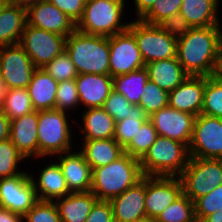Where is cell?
I'll return each mask as SVG.
<instances>
[{
	"label": "cell",
	"mask_w": 222,
	"mask_h": 222,
	"mask_svg": "<svg viewBox=\"0 0 222 222\" xmlns=\"http://www.w3.org/2000/svg\"><path fill=\"white\" fill-rule=\"evenodd\" d=\"M222 46L220 25L191 28L177 39V59L188 76L213 75Z\"/></svg>",
	"instance_id": "1"
},
{
	"label": "cell",
	"mask_w": 222,
	"mask_h": 222,
	"mask_svg": "<svg viewBox=\"0 0 222 222\" xmlns=\"http://www.w3.org/2000/svg\"><path fill=\"white\" fill-rule=\"evenodd\" d=\"M139 159L124 153L103 167L92 169L91 192L98 200L110 201L143 178Z\"/></svg>",
	"instance_id": "2"
},
{
	"label": "cell",
	"mask_w": 222,
	"mask_h": 222,
	"mask_svg": "<svg viewBox=\"0 0 222 222\" xmlns=\"http://www.w3.org/2000/svg\"><path fill=\"white\" fill-rule=\"evenodd\" d=\"M65 50L78 74L109 75V37L75 29L65 39Z\"/></svg>",
	"instance_id": "3"
},
{
	"label": "cell",
	"mask_w": 222,
	"mask_h": 222,
	"mask_svg": "<svg viewBox=\"0 0 222 222\" xmlns=\"http://www.w3.org/2000/svg\"><path fill=\"white\" fill-rule=\"evenodd\" d=\"M189 158L188 147L184 143L158 135L139 162L145 176L179 177Z\"/></svg>",
	"instance_id": "4"
},
{
	"label": "cell",
	"mask_w": 222,
	"mask_h": 222,
	"mask_svg": "<svg viewBox=\"0 0 222 222\" xmlns=\"http://www.w3.org/2000/svg\"><path fill=\"white\" fill-rule=\"evenodd\" d=\"M124 0H86L84 13L76 29L89 35L110 37L124 32L129 23L122 24Z\"/></svg>",
	"instance_id": "5"
},
{
	"label": "cell",
	"mask_w": 222,
	"mask_h": 222,
	"mask_svg": "<svg viewBox=\"0 0 222 222\" xmlns=\"http://www.w3.org/2000/svg\"><path fill=\"white\" fill-rule=\"evenodd\" d=\"M66 111L48 109L39 111L38 147L39 157L65 154L71 151V129Z\"/></svg>",
	"instance_id": "6"
},
{
	"label": "cell",
	"mask_w": 222,
	"mask_h": 222,
	"mask_svg": "<svg viewBox=\"0 0 222 222\" xmlns=\"http://www.w3.org/2000/svg\"><path fill=\"white\" fill-rule=\"evenodd\" d=\"M128 30L135 36L145 65L177 57V38L159 25L147 24L137 19L129 23Z\"/></svg>",
	"instance_id": "7"
},
{
	"label": "cell",
	"mask_w": 222,
	"mask_h": 222,
	"mask_svg": "<svg viewBox=\"0 0 222 222\" xmlns=\"http://www.w3.org/2000/svg\"><path fill=\"white\" fill-rule=\"evenodd\" d=\"M179 178L183 193L194 202L222 185V159L190 157Z\"/></svg>",
	"instance_id": "8"
},
{
	"label": "cell",
	"mask_w": 222,
	"mask_h": 222,
	"mask_svg": "<svg viewBox=\"0 0 222 222\" xmlns=\"http://www.w3.org/2000/svg\"><path fill=\"white\" fill-rule=\"evenodd\" d=\"M65 36L26 24L19 45L36 68H44L65 50Z\"/></svg>",
	"instance_id": "9"
},
{
	"label": "cell",
	"mask_w": 222,
	"mask_h": 222,
	"mask_svg": "<svg viewBox=\"0 0 222 222\" xmlns=\"http://www.w3.org/2000/svg\"><path fill=\"white\" fill-rule=\"evenodd\" d=\"M188 151L190 157L222 159V119L202 113L196 116Z\"/></svg>",
	"instance_id": "10"
},
{
	"label": "cell",
	"mask_w": 222,
	"mask_h": 222,
	"mask_svg": "<svg viewBox=\"0 0 222 222\" xmlns=\"http://www.w3.org/2000/svg\"><path fill=\"white\" fill-rule=\"evenodd\" d=\"M109 75L113 78L145 67L135 36L127 29L109 37Z\"/></svg>",
	"instance_id": "11"
},
{
	"label": "cell",
	"mask_w": 222,
	"mask_h": 222,
	"mask_svg": "<svg viewBox=\"0 0 222 222\" xmlns=\"http://www.w3.org/2000/svg\"><path fill=\"white\" fill-rule=\"evenodd\" d=\"M29 174L0 178V207L24 216L38 201Z\"/></svg>",
	"instance_id": "12"
},
{
	"label": "cell",
	"mask_w": 222,
	"mask_h": 222,
	"mask_svg": "<svg viewBox=\"0 0 222 222\" xmlns=\"http://www.w3.org/2000/svg\"><path fill=\"white\" fill-rule=\"evenodd\" d=\"M0 70L8 89L27 88L36 67L19 45L0 47Z\"/></svg>",
	"instance_id": "13"
},
{
	"label": "cell",
	"mask_w": 222,
	"mask_h": 222,
	"mask_svg": "<svg viewBox=\"0 0 222 222\" xmlns=\"http://www.w3.org/2000/svg\"><path fill=\"white\" fill-rule=\"evenodd\" d=\"M182 192L178 176H145L144 203L147 219L156 220Z\"/></svg>",
	"instance_id": "14"
},
{
	"label": "cell",
	"mask_w": 222,
	"mask_h": 222,
	"mask_svg": "<svg viewBox=\"0 0 222 222\" xmlns=\"http://www.w3.org/2000/svg\"><path fill=\"white\" fill-rule=\"evenodd\" d=\"M195 117L167 106L153 113L149 120L158 135L184 143L188 147L193 134Z\"/></svg>",
	"instance_id": "15"
},
{
	"label": "cell",
	"mask_w": 222,
	"mask_h": 222,
	"mask_svg": "<svg viewBox=\"0 0 222 222\" xmlns=\"http://www.w3.org/2000/svg\"><path fill=\"white\" fill-rule=\"evenodd\" d=\"M27 24L65 37L76 29V24L47 0L39 1L27 8Z\"/></svg>",
	"instance_id": "16"
},
{
	"label": "cell",
	"mask_w": 222,
	"mask_h": 222,
	"mask_svg": "<svg viewBox=\"0 0 222 222\" xmlns=\"http://www.w3.org/2000/svg\"><path fill=\"white\" fill-rule=\"evenodd\" d=\"M145 175L136 185L110 200L114 222H142L145 212Z\"/></svg>",
	"instance_id": "17"
},
{
	"label": "cell",
	"mask_w": 222,
	"mask_h": 222,
	"mask_svg": "<svg viewBox=\"0 0 222 222\" xmlns=\"http://www.w3.org/2000/svg\"><path fill=\"white\" fill-rule=\"evenodd\" d=\"M206 87V76H188L169 92L168 106L181 112L201 114Z\"/></svg>",
	"instance_id": "18"
},
{
	"label": "cell",
	"mask_w": 222,
	"mask_h": 222,
	"mask_svg": "<svg viewBox=\"0 0 222 222\" xmlns=\"http://www.w3.org/2000/svg\"><path fill=\"white\" fill-rule=\"evenodd\" d=\"M38 117L39 111L34 110L10 120L9 140L25 159L33 155L39 158Z\"/></svg>",
	"instance_id": "19"
},
{
	"label": "cell",
	"mask_w": 222,
	"mask_h": 222,
	"mask_svg": "<svg viewBox=\"0 0 222 222\" xmlns=\"http://www.w3.org/2000/svg\"><path fill=\"white\" fill-rule=\"evenodd\" d=\"M66 152V156L59 154V166L66 180L70 193L89 192L92 186V169L86 162L83 153Z\"/></svg>",
	"instance_id": "20"
},
{
	"label": "cell",
	"mask_w": 222,
	"mask_h": 222,
	"mask_svg": "<svg viewBox=\"0 0 222 222\" xmlns=\"http://www.w3.org/2000/svg\"><path fill=\"white\" fill-rule=\"evenodd\" d=\"M80 103L87 108L102 107L113 90L110 75L78 74L75 78Z\"/></svg>",
	"instance_id": "21"
},
{
	"label": "cell",
	"mask_w": 222,
	"mask_h": 222,
	"mask_svg": "<svg viewBox=\"0 0 222 222\" xmlns=\"http://www.w3.org/2000/svg\"><path fill=\"white\" fill-rule=\"evenodd\" d=\"M26 24V8L4 3L0 8V47L19 44Z\"/></svg>",
	"instance_id": "22"
},
{
	"label": "cell",
	"mask_w": 222,
	"mask_h": 222,
	"mask_svg": "<svg viewBox=\"0 0 222 222\" xmlns=\"http://www.w3.org/2000/svg\"><path fill=\"white\" fill-rule=\"evenodd\" d=\"M58 82L42 68H36L27 86L33 109L36 111L55 108Z\"/></svg>",
	"instance_id": "23"
},
{
	"label": "cell",
	"mask_w": 222,
	"mask_h": 222,
	"mask_svg": "<svg viewBox=\"0 0 222 222\" xmlns=\"http://www.w3.org/2000/svg\"><path fill=\"white\" fill-rule=\"evenodd\" d=\"M145 68L149 80L167 92L174 90L188 77L177 57L147 63Z\"/></svg>",
	"instance_id": "24"
},
{
	"label": "cell",
	"mask_w": 222,
	"mask_h": 222,
	"mask_svg": "<svg viewBox=\"0 0 222 222\" xmlns=\"http://www.w3.org/2000/svg\"><path fill=\"white\" fill-rule=\"evenodd\" d=\"M56 200L54 203L56 204L61 222H85L98 199L89 191L70 193Z\"/></svg>",
	"instance_id": "25"
},
{
	"label": "cell",
	"mask_w": 222,
	"mask_h": 222,
	"mask_svg": "<svg viewBox=\"0 0 222 222\" xmlns=\"http://www.w3.org/2000/svg\"><path fill=\"white\" fill-rule=\"evenodd\" d=\"M32 181L37 199L40 201H53L70 194L58 163L49 164L41 170L38 182H35L33 178Z\"/></svg>",
	"instance_id": "26"
},
{
	"label": "cell",
	"mask_w": 222,
	"mask_h": 222,
	"mask_svg": "<svg viewBox=\"0 0 222 222\" xmlns=\"http://www.w3.org/2000/svg\"><path fill=\"white\" fill-rule=\"evenodd\" d=\"M81 152L91 169L112 163L124 154V149L114 139L84 140Z\"/></svg>",
	"instance_id": "27"
},
{
	"label": "cell",
	"mask_w": 222,
	"mask_h": 222,
	"mask_svg": "<svg viewBox=\"0 0 222 222\" xmlns=\"http://www.w3.org/2000/svg\"><path fill=\"white\" fill-rule=\"evenodd\" d=\"M218 2L219 0H183L180 14L191 28L219 25Z\"/></svg>",
	"instance_id": "28"
},
{
	"label": "cell",
	"mask_w": 222,
	"mask_h": 222,
	"mask_svg": "<svg viewBox=\"0 0 222 222\" xmlns=\"http://www.w3.org/2000/svg\"><path fill=\"white\" fill-rule=\"evenodd\" d=\"M82 133L85 140L110 139L114 137L115 120L102 108H87L83 114Z\"/></svg>",
	"instance_id": "29"
},
{
	"label": "cell",
	"mask_w": 222,
	"mask_h": 222,
	"mask_svg": "<svg viewBox=\"0 0 222 222\" xmlns=\"http://www.w3.org/2000/svg\"><path fill=\"white\" fill-rule=\"evenodd\" d=\"M148 81V71L144 67L128 74L113 77V90L121 93L130 104L139 105Z\"/></svg>",
	"instance_id": "30"
},
{
	"label": "cell",
	"mask_w": 222,
	"mask_h": 222,
	"mask_svg": "<svg viewBox=\"0 0 222 222\" xmlns=\"http://www.w3.org/2000/svg\"><path fill=\"white\" fill-rule=\"evenodd\" d=\"M148 119V115L139 105H133L128 118L115 122L113 138L124 149Z\"/></svg>",
	"instance_id": "31"
},
{
	"label": "cell",
	"mask_w": 222,
	"mask_h": 222,
	"mask_svg": "<svg viewBox=\"0 0 222 222\" xmlns=\"http://www.w3.org/2000/svg\"><path fill=\"white\" fill-rule=\"evenodd\" d=\"M155 222H197L194 202L182 192Z\"/></svg>",
	"instance_id": "32"
},
{
	"label": "cell",
	"mask_w": 222,
	"mask_h": 222,
	"mask_svg": "<svg viewBox=\"0 0 222 222\" xmlns=\"http://www.w3.org/2000/svg\"><path fill=\"white\" fill-rule=\"evenodd\" d=\"M1 110L9 120L34 111L27 88L8 89Z\"/></svg>",
	"instance_id": "33"
},
{
	"label": "cell",
	"mask_w": 222,
	"mask_h": 222,
	"mask_svg": "<svg viewBox=\"0 0 222 222\" xmlns=\"http://www.w3.org/2000/svg\"><path fill=\"white\" fill-rule=\"evenodd\" d=\"M157 137L158 133L148 119L136 135L133 136L131 142L124 148V153L140 160L156 141Z\"/></svg>",
	"instance_id": "34"
},
{
	"label": "cell",
	"mask_w": 222,
	"mask_h": 222,
	"mask_svg": "<svg viewBox=\"0 0 222 222\" xmlns=\"http://www.w3.org/2000/svg\"><path fill=\"white\" fill-rule=\"evenodd\" d=\"M202 114L222 119V81L206 76Z\"/></svg>",
	"instance_id": "35"
},
{
	"label": "cell",
	"mask_w": 222,
	"mask_h": 222,
	"mask_svg": "<svg viewBox=\"0 0 222 222\" xmlns=\"http://www.w3.org/2000/svg\"><path fill=\"white\" fill-rule=\"evenodd\" d=\"M169 92L158 87L154 82L148 81L139 106L150 117L153 113L168 106Z\"/></svg>",
	"instance_id": "36"
},
{
	"label": "cell",
	"mask_w": 222,
	"mask_h": 222,
	"mask_svg": "<svg viewBox=\"0 0 222 222\" xmlns=\"http://www.w3.org/2000/svg\"><path fill=\"white\" fill-rule=\"evenodd\" d=\"M24 159L9 139L0 142V178L13 177L23 173L22 171H16V169L18 162Z\"/></svg>",
	"instance_id": "37"
},
{
	"label": "cell",
	"mask_w": 222,
	"mask_h": 222,
	"mask_svg": "<svg viewBox=\"0 0 222 222\" xmlns=\"http://www.w3.org/2000/svg\"><path fill=\"white\" fill-rule=\"evenodd\" d=\"M42 69L58 83L75 79L78 76L75 65L66 50L62 51Z\"/></svg>",
	"instance_id": "38"
},
{
	"label": "cell",
	"mask_w": 222,
	"mask_h": 222,
	"mask_svg": "<svg viewBox=\"0 0 222 222\" xmlns=\"http://www.w3.org/2000/svg\"><path fill=\"white\" fill-rule=\"evenodd\" d=\"M183 0H156L151 9L140 19L141 21L159 25L167 17L180 12Z\"/></svg>",
	"instance_id": "39"
},
{
	"label": "cell",
	"mask_w": 222,
	"mask_h": 222,
	"mask_svg": "<svg viewBox=\"0 0 222 222\" xmlns=\"http://www.w3.org/2000/svg\"><path fill=\"white\" fill-rule=\"evenodd\" d=\"M197 222H202L208 215L222 209V185L194 201Z\"/></svg>",
	"instance_id": "40"
},
{
	"label": "cell",
	"mask_w": 222,
	"mask_h": 222,
	"mask_svg": "<svg viewBox=\"0 0 222 222\" xmlns=\"http://www.w3.org/2000/svg\"><path fill=\"white\" fill-rule=\"evenodd\" d=\"M28 222H61L54 201L38 200L33 207L23 216Z\"/></svg>",
	"instance_id": "41"
},
{
	"label": "cell",
	"mask_w": 222,
	"mask_h": 222,
	"mask_svg": "<svg viewBox=\"0 0 222 222\" xmlns=\"http://www.w3.org/2000/svg\"><path fill=\"white\" fill-rule=\"evenodd\" d=\"M80 103L75 79L58 83L55 109L65 111Z\"/></svg>",
	"instance_id": "42"
},
{
	"label": "cell",
	"mask_w": 222,
	"mask_h": 222,
	"mask_svg": "<svg viewBox=\"0 0 222 222\" xmlns=\"http://www.w3.org/2000/svg\"><path fill=\"white\" fill-rule=\"evenodd\" d=\"M133 104L119 92L112 90L104 101L102 108L115 120V122L129 117Z\"/></svg>",
	"instance_id": "43"
},
{
	"label": "cell",
	"mask_w": 222,
	"mask_h": 222,
	"mask_svg": "<svg viewBox=\"0 0 222 222\" xmlns=\"http://www.w3.org/2000/svg\"><path fill=\"white\" fill-rule=\"evenodd\" d=\"M159 26L177 39L191 29L188 21L180 14V12L167 17L159 24Z\"/></svg>",
	"instance_id": "44"
},
{
	"label": "cell",
	"mask_w": 222,
	"mask_h": 222,
	"mask_svg": "<svg viewBox=\"0 0 222 222\" xmlns=\"http://www.w3.org/2000/svg\"><path fill=\"white\" fill-rule=\"evenodd\" d=\"M64 12L76 25L81 20L86 0H47Z\"/></svg>",
	"instance_id": "45"
},
{
	"label": "cell",
	"mask_w": 222,
	"mask_h": 222,
	"mask_svg": "<svg viewBox=\"0 0 222 222\" xmlns=\"http://www.w3.org/2000/svg\"><path fill=\"white\" fill-rule=\"evenodd\" d=\"M85 222H114L113 210L110 201L97 200Z\"/></svg>",
	"instance_id": "46"
},
{
	"label": "cell",
	"mask_w": 222,
	"mask_h": 222,
	"mask_svg": "<svg viewBox=\"0 0 222 222\" xmlns=\"http://www.w3.org/2000/svg\"><path fill=\"white\" fill-rule=\"evenodd\" d=\"M10 120L0 109V142L9 139Z\"/></svg>",
	"instance_id": "47"
},
{
	"label": "cell",
	"mask_w": 222,
	"mask_h": 222,
	"mask_svg": "<svg viewBox=\"0 0 222 222\" xmlns=\"http://www.w3.org/2000/svg\"><path fill=\"white\" fill-rule=\"evenodd\" d=\"M156 0H135L136 11L138 18L141 19L153 6Z\"/></svg>",
	"instance_id": "48"
},
{
	"label": "cell",
	"mask_w": 222,
	"mask_h": 222,
	"mask_svg": "<svg viewBox=\"0 0 222 222\" xmlns=\"http://www.w3.org/2000/svg\"><path fill=\"white\" fill-rule=\"evenodd\" d=\"M23 216L0 207V222H22Z\"/></svg>",
	"instance_id": "49"
},
{
	"label": "cell",
	"mask_w": 222,
	"mask_h": 222,
	"mask_svg": "<svg viewBox=\"0 0 222 222\" xmlns=\"http://www.w3.org/2000/svg\"><path fill=\"white\" fill-rule=\"evenodd\" d=\"M212 76L217 80L222 81V46L219 48L215 69Z\"/></svg>",
	"instance_id": "50"
},
{
	"label": "cell",
	"mask_w": 222,
	"mask_h": 222,
	"mask_svg": "<svg viewBox=\"0 0 222 222\" xmlns=\"http://www.w3.org/2000/svg\"><path fill=\"white\" fill-rule=\"evenodd\" d=\"M42 0H4L5 3L15 4L24 8H28L29 6L38 3Z\"/></svg>",
	"instance_id": "51"
},
{
	"label": "cell",
	"mask_w": 222,
	"mask_h": 222,
	"mask_svg": "<svg viewBox=\"0 0 222 222\" xmlns=\"http://www.w3.org/2000/svg\"><path fill=\"white\" fill-rule=\"evenodd\" d=\"M7 90L8 88L6 87L5 81L2 77L1 70H0V109L3 106L4 99L7 94Z\"/></svg>",
	"instance_id": "52"
},
{
	"label": "cell",
	"mask_w": 222,
	"mask_h": 222,
	"mask_svg": "<svg viewBox=\"0 0 222 222\" xmlns=\"http://www.w3.org/2000/svg\"><path fill=\"white\" fill-rule=\"evenodd\" d=\"M202 222H222V209L208 215Z\"/></svg>",
	"instance_id": "53"
},
{
	"label": "cell",
	"mask_w": 222,
	"mask_h": 222,
	"mask_svg": "<svg viewBox=\"0 0 222 222\" xmlns=\"http://www.w3.org/2000/svg\"><path fill=\"white\" fill-rule=\"evenodd\" d=\"M142 222H155V220H150V219H147V220L142 221Z\"/></svg>",
	"instance_id": "54"
},
{
	"label": "cell",
	"mask_w": 222,
	"mask_h": 222,
	"mask_svg": "<svg viewBox=\"0 0 222 222\" xmlns=\"http://www.w3.org/2000/svg\"><path fill=\"white\" fill-rule=\"evenodd\" d=\"M4 3H5L4 0H0V8Z\"/></svg>",
	"instance_id": "55"
}]
</instances>
